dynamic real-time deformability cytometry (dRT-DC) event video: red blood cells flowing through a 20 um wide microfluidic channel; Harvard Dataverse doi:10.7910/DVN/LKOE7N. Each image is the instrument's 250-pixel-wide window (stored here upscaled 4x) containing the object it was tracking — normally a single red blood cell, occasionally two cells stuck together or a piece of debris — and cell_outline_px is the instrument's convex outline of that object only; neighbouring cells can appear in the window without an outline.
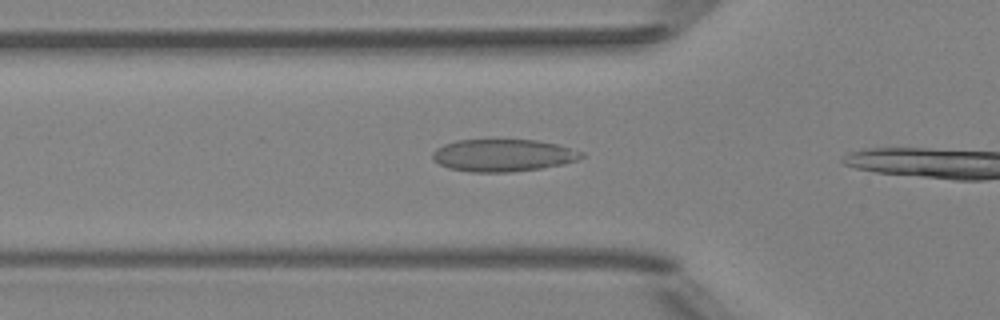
{"species": "Egyptian fruit bat (a non-hibernating species)", "species_latin": "Rousettus aegyptiacus", "temperature_condition": "room temperature", "stored_images_in_passage": 4, "camera_frame_rate_fps": 3000, "um_per_image_px": 0.085, "animal": {"sex": "female"}, "frame": {"image": 1, "passage_image": 3, "time_ms": 0.667, "image_size_px": [1000, 320], "cell_outline_px": [[584, 156], [576, 160], [564, 164], [540, 168], [512, 172], [472, 172], [448, 168], [432, 160], [432, 152], [436, 148], [444, 144], [456, 140], [536, 140], [556, 144], [584, 152]], "centroid_in_image_um": [42.73, 13.2], "position_along_channel_um": 83.1, "area_um2": 28.03}}